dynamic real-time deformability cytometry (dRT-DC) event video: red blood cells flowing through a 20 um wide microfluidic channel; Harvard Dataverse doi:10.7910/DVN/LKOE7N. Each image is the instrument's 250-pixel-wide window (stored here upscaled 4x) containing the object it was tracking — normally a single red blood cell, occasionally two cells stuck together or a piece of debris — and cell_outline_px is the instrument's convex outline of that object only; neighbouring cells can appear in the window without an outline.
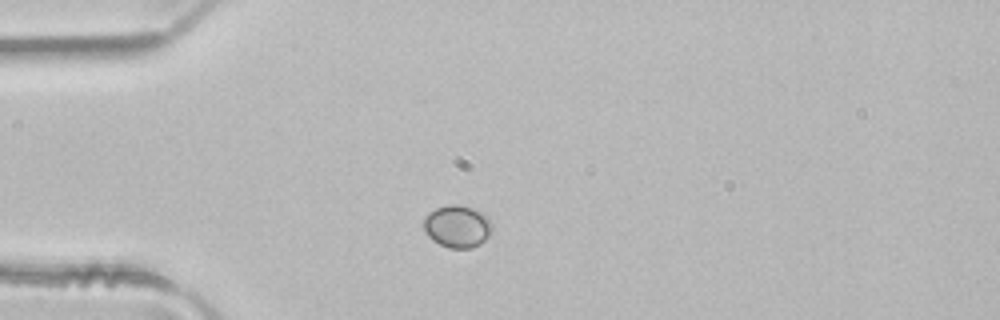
{"species": "common noctule bat (a hibernating species)", "species_latin": "Nyctalus noctula", "temperature_condition": "room temperature", "stored_images_in_passage": 2, "camera_frame_rate_fps": 3000, "um_per_image_px": 0.085, "animal": {"sex": "male", "body_mass_g": 21.5, "forearm_length_mm": 52.0}, "frame": {"image": 1, "passage_image": 1, "time_ms": 0.0, "image_size_px": [1000, 320], "cell_outline_px": [[492, 232], [480, 244], [472, 248], [448, 248], [432, 240], [424, 232], [424, 216], [428, 212], [436, 208], [448, 204], [456, 204], [472, 208], [484, 212], [488, 216], [492, 224]], "centroid_in_image_um": [38.88, 19.23], "position_along_channel_um": 46.1, "area_um2": 17.17}}
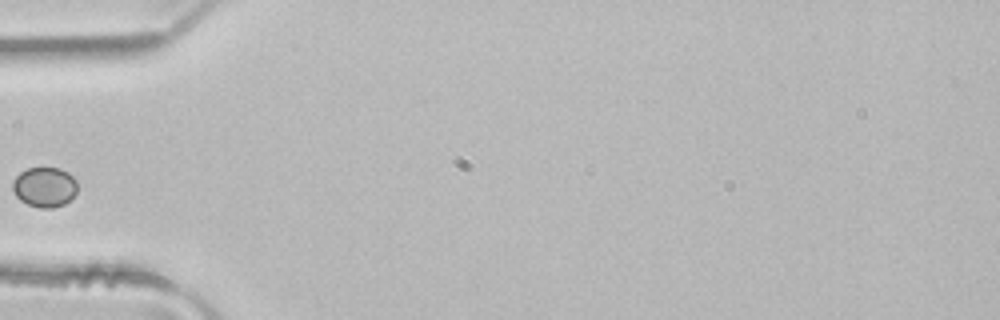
{"frame": {"image": 2, "passage_image": 2, "time_ms": 0.333, "image_size_px": [1000, 320], "cell_outline_px": [[76, 192], [64, 204], [52, 208], [40, 208], [28, 204], [20, 200], [16, 196], [12, 188], [12, 180], [20, 172], [28, 168], [60, 168], [68, 172], [76, 180]], "centroid_in_image_um": [3.76, 15.89], "position_along_channel_um": 81.2, "area_um2": 15.03}}